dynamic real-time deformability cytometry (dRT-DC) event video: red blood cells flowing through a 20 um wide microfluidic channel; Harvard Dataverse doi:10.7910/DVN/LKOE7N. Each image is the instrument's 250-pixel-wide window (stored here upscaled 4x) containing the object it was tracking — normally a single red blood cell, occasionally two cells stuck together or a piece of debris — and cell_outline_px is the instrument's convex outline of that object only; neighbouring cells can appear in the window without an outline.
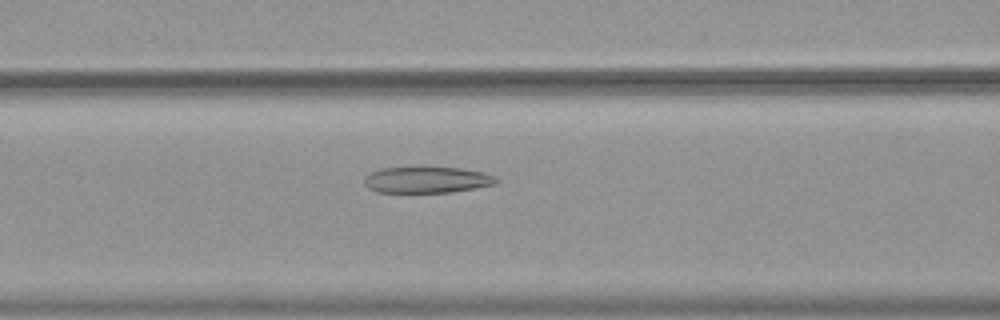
{"species": "common noctule bat (a hibernating species)", "species_latin": "Nyctalus noctula", "temperature_condition": "warm", "stored_images_in_passage": 54, "camera_frame_rate_fps": 3000, "um_per_image_px": 0.085, "animal": {"sex": "female", "body_mass_g": 19.9}, "frame": {"image": 1, "passage_image": 23, "time_ms": 7.333, "image_size_px": [1000, 320], "cell_outline_px": [[500, 180], [496, 184], [476, 188], [452, 192], [376, 192], [368, 188], [364, 184], [364, 176], [380, 168], [460, 168], [484, 172], [496, 176]], "centroid_in_image_um": [36.31, 15.29], "position_along_channel_um": 130.3, "area_um2": 20.17}}
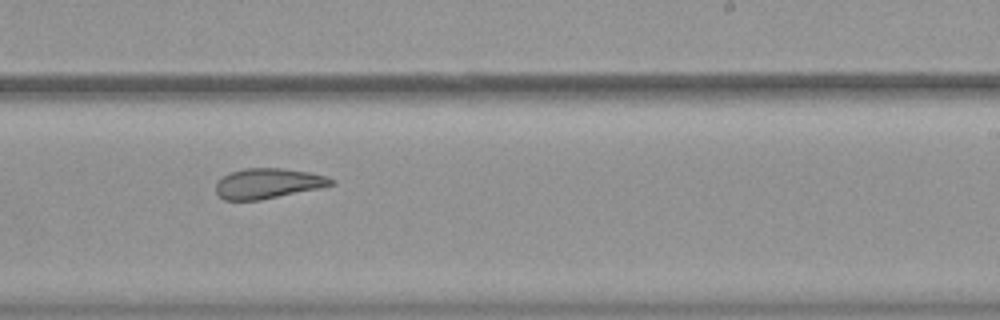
{"frame": {"image": 2, "passage_image": 34, "time_ms": 11.0, "image_size_px": [1000, 320], "cell_outline_px": [[336, 184], [320, 188], [260, 200], [224, 200], [216, 192], [216, 184], [224, 176], [232, 172], [244, 168], [280, 168], [308, 172], [328, 176], [336, 180]], "centroid_in_image_um": [22.83, 15.59], "position_along_channel_um": 266.2, "area_um2": 20.23}}
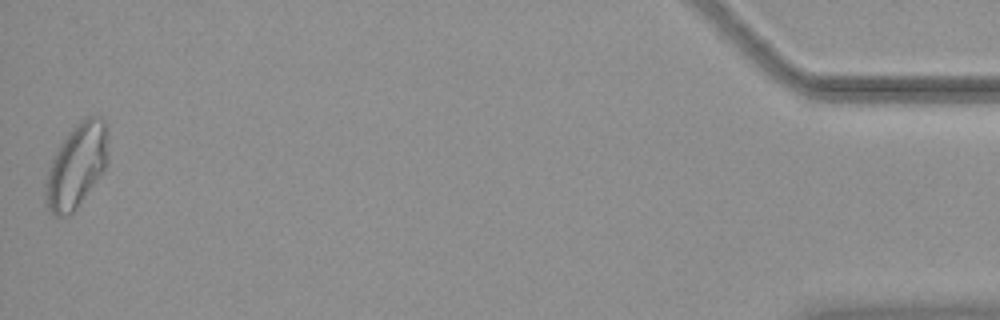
{"frame": {"image": 3, "passage_image": 54, "time_ms": 17.667, "image_size_px": [1000, 320], "cell_outline_px": [[108, 156], [104, 168], [76, 208], [68, 216], [56, 216], [48, 208], [44, 200], [44, 184], [48, 168], [52, 156], [68, 132], [84, 116], [104, 116], [108, 124]], "centroid_in_image_um": [6.5, 14.02], "position_along_channel_um": 428.7, "area_um2": 30.87}, "authors_computed_cell_mechanics": {"area_um2": 25.7499, "velocity_mm_per_s": 3.7254, "shape_relaxation_time_tau1_ms": null, "shape_relaxation_time_tau2_ms": 2.4432, "deformation_change_tau1": null, "deformation_change_tau2": 0.1053}}